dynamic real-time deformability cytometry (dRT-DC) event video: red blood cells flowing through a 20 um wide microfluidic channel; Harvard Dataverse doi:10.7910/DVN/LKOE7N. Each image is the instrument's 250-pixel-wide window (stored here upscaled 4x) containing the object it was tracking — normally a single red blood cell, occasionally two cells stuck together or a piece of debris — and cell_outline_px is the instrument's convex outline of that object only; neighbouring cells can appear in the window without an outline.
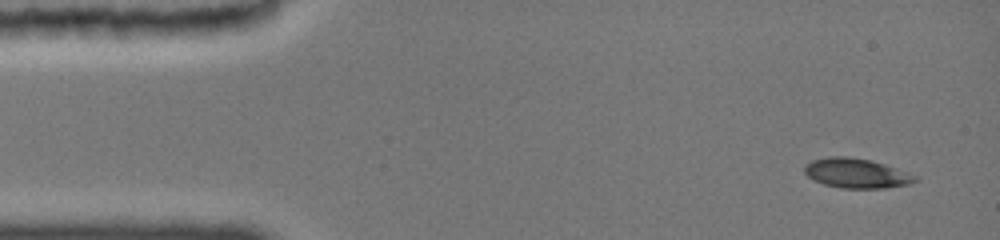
{"species": "common noctule bat (a hibernating species)", "species_latin": "Nyctalus noctula", "temperature_condition": "cold", "stored_images_in_passage": 39, "camera_frame_rate_fps": 3000, "um_per_image_px": 0.085, "animal": {"sex": "female", "body_mass_g": 19.0, "forearm_length_mm": 51.5}, "frame": {"image": 1, "passage_image": 1, "time_ms": 0.0, "image_size_px": [1000, 240], "cell_outline_px": [[920, 180], [908, 184], [884, 188], [840, 188], [824, 184], [812, 180], [804, 172], [804, 164], [812, 160], [832, 156], [844, 156], [868, 160], [884, 164], [920, 176]], "centroid_in_image_um": [72.8, 14.73], "position_along_channel_um": 12.2, "area_um2": 19.19}}
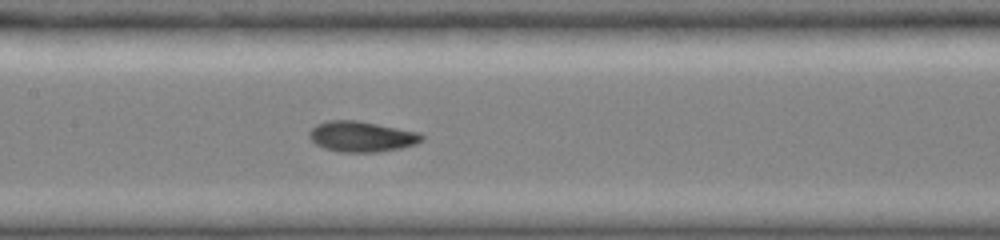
{"frame": {"image": 2, "passage_image": 17, "time_ms": 6.667, "image_size_px": [1000, 240], "cell_outline_px": [[424, 140], [400, 148], [376, 152], [340, 152], [324, 148], [316, 144], [308, 136], [312, 128], [316, 124], [328, 120], [356, 120], [416, 132], [424, 136]], "centroid_in_image_um": [30.68, 11.61], "position_along_channel_um": 176.7, "area_um2": 19.71}}
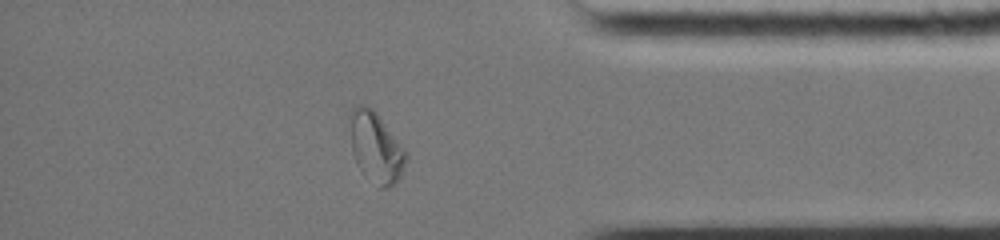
{"frame": {"image": 3, "passage_image": 34, "time_ms": 12.667, "image_size_px": [1000, 240], "cell_outline_px": [[408, 160], [396, 184], [388, 188], [380, 188], [364, 176], [360, 172], [356, 164], [352, 152], [348, 116], [348, 112], [356, 104], [364, 104], [372, 108], [376, 112], [404, 148], [408, 156]], "centroid_in_image_um": [31.92, 12.53], "position_along_channel_um": 403.3, "area_um2": 23.64}, "authors_computed_cell_mechanics": {"area_um2": 19.3052, "velocity_mm_per_s": 3.9442, "shape_relaxation_time_tau1_ms": null, "shape_relaxation_time_tau2_ms": 1.4691, "deformation_change_tau1": null, "deformation_change_tau2": 0.0601}}